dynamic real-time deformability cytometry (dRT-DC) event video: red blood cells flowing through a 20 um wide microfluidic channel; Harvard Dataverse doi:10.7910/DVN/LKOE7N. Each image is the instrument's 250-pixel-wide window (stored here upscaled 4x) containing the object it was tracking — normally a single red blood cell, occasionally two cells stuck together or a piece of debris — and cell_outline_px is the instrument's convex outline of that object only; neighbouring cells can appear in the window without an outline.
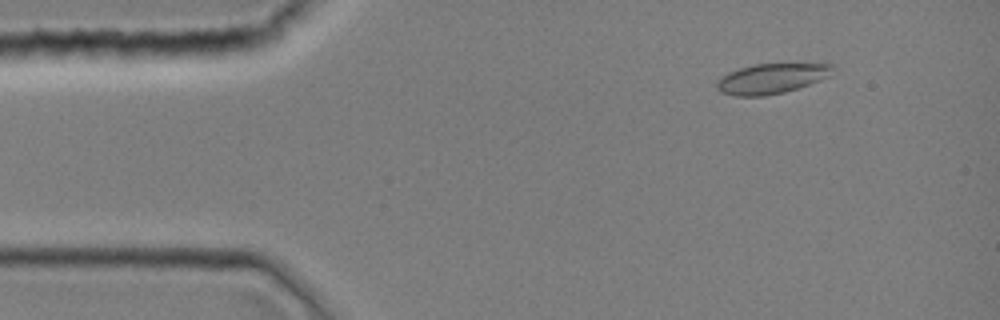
{"species": "common noctule bat (a hibernating species)", "species_latin": "Nyctalus noctula", "temperature_condition": "room temperature", "stored_images_in_passage": 43, "camera_frame_rate_fps": 3000, "um_per_image_px": 0.085, "animal": {"sex": "female", "body_mass_g": 19.0, "forearm_length_mm": 51.5}, "frame": {"image": 1, "passage_image": 5, "time_ms": 1.333, "image_size_px": [1000, 320], "cell_outline_px": [[832, 68], [828, 76], [820, 80], [784, 92], [764, 96], [736, 96], [720, 92], [716, 88], [716, 80], [720, 76], [728, 72], [740, 68], [756, 64], [832, 64]], "centroid_in_image_um": [65.48, 6.69], "position_along_channel_um": 19.5, "area_um2": 20.06}}
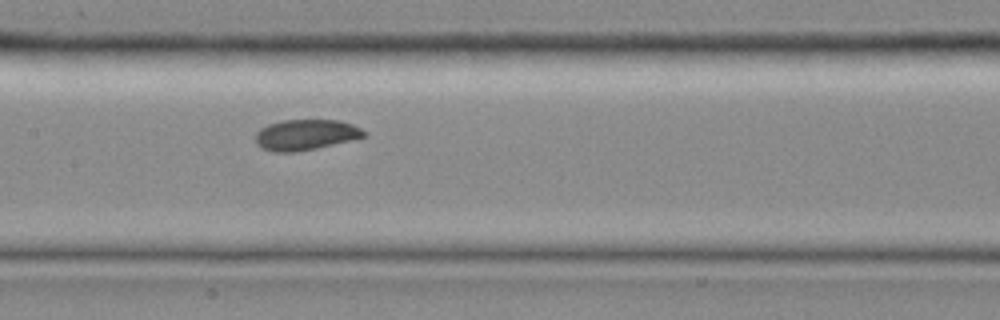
{"frame": {"image": 2, "passage_image": 21, "time_ms": 6.667, "image_size_px": [1000, 320], "cell_outline_px": [[368, 136], [316, 148], [296, 152], [272, 152], [260, 148], [256, 144], [256, 132], [260, 128], [268, 124], [280, 120], [340, 120], [352, 124], [368, 132]], "centroid_in_image_um": [25.97, 11.45], "position_along_channel_um": 181.4, "area_um2": 19.59}}
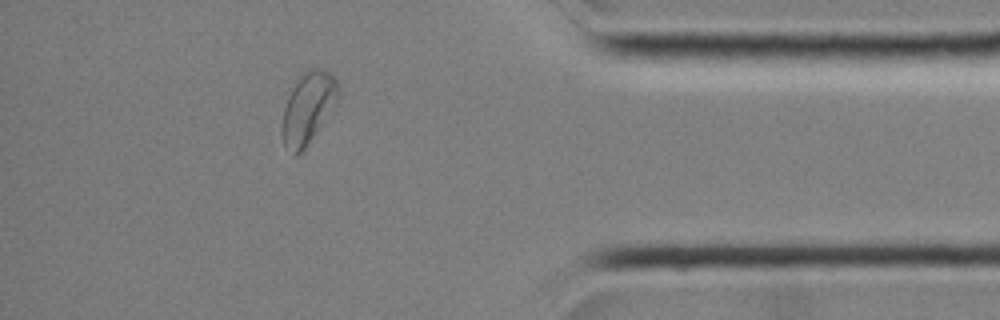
{"frame": {"image": 3, "passage_image": 38, "time_ms": 12.333, "image_size_px": [1000, 320], "cell_outline_px": [[340, 88], [332, 108], [304, 148], [296, 156], [292, 156], [284, 144], [280, 132], [280, 128], [284, 108], [288, 96], [296, 76], [300, 72], [308, 68], [320, 68], [328, 72], [336, 80]], "centroid_in_image_um": [26.11, 9.13], "position_along_channel_um": 409.1, "area_um2": 23.24}}